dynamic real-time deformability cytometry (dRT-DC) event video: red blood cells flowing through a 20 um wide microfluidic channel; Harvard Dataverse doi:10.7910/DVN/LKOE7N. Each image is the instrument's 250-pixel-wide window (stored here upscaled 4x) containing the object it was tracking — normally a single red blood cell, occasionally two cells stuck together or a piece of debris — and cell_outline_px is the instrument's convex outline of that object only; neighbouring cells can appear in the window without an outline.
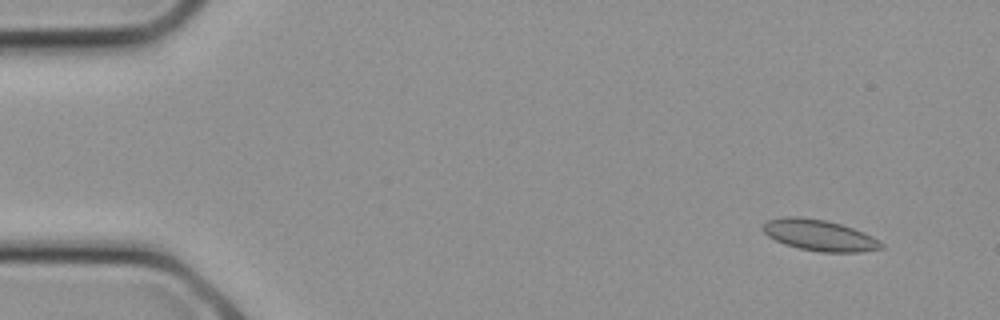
{"species": "common noctule bat (a hibernating species)", "species_latin": "Nyctalus noctula", "temperature_condition": "cold", "stored_images_in_passage": 11, "camera_frame_rate_fps": 3000, "um_per_image_px": 0.085, "animal": {"sex": "female", "body_mass_g": 21.9}, "frame": {"image": 1, "passage_image": 2, "time_ms": 0.333, "image_size_px": [1000, 320], "cell_outline_px": [[884, 248], [860, 252], [820, 252], [800, 248], [784, 244], [768, 236], [764, 232], [764, 224], [768, 220], [784, 216], [800, 216], [824, 220], [840, 224], [864, 232], [872, 236], [884, 244]], "centroid_in_image_um": [69.67, 20.0], "position_along_channel_um": 15.3, "area_um2": 21.33}}
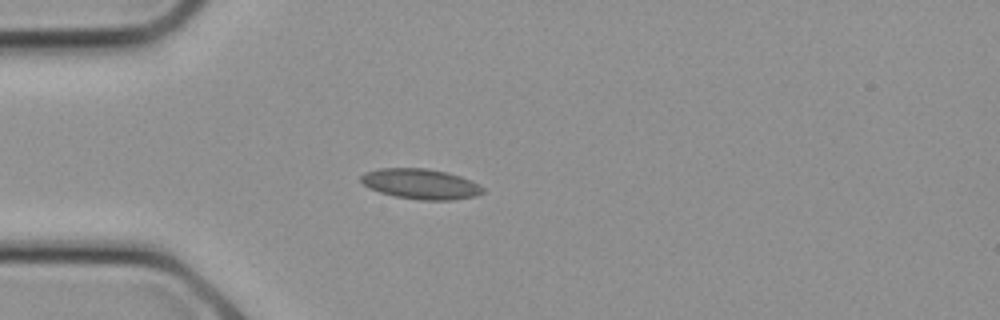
{"frame": {"image": 2, "passage_image": 7, "time_ms": 2.0, "image_size_px": [1000, 320], "cell_outline_px": [[484, 192], [476, 196], [452, 200], [420, 200], [396, 196], [380, 192], [364, 184], [360, 180], [360, 176], [364, 172], [380, 168], [428, 168], [448, 172], [460, 176], [484, 188]], "centroid_in_image_um": [35.75, 15.63], "position_along_channel_um": 49.2, "area_um2": 21.39}}
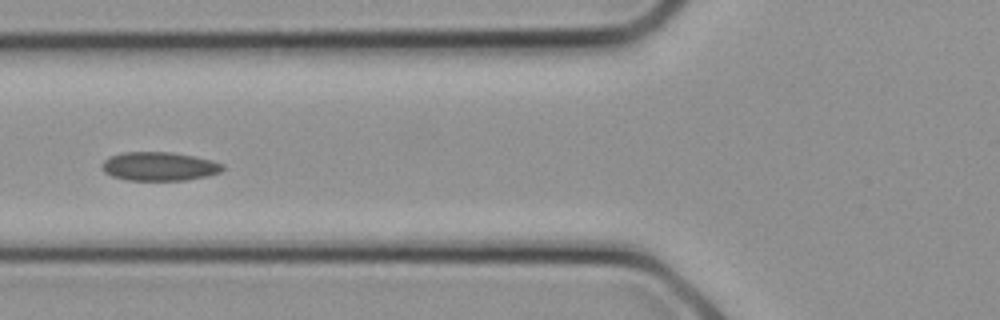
{"frame": {"image": 3, "passage_image": 10, "time_ms": 3.0, "image_size_px": [1000, 320], "cell_outline_px": [[224, 168], [220, 172], [208, 176], [184, 180], [128, 180], [112, 176], [104, 172], [100, 168], [100, 164], [108, 156], [124, 152], [172, 152], [196, 156], [212, 160], [224, 164]], "centroid_in_image_um": [13.52, 14.13], "position_along_channel_um": 112.3, "area_um2": 20.46}}